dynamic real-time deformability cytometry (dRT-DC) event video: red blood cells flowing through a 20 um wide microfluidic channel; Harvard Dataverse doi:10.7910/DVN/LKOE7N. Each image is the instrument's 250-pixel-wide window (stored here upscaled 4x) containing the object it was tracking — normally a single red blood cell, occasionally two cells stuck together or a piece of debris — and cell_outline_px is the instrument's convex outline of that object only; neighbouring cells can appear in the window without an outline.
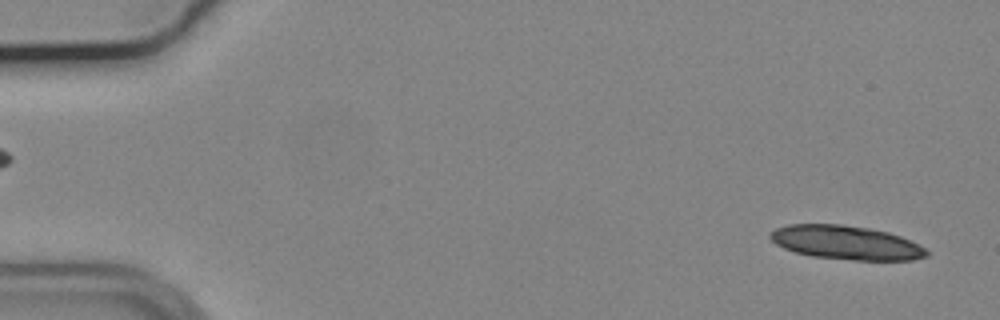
{"species": "common noctule bat (a hibernating species)", "species_latin": "Nyctalus noctula", "temperature_condition": "cold", "stored_images_in_passage": 13, "camera_frame_rate_fps": 3000, "um_per_image_px": 0.085, "animal": {"sex": "male", "body_mass_g": 19.2, "forearm_length_mm": 51.8}, "frame": {"image": 1, "passage_image": 2, "time_ms": 0.333, "image_size_px": [1000, 320], "cell_outline_px": [[928, 256], [912, 260], [852, 260], [812, 256], [796, 252], [784, 248], [776, 244], [768, 236], [768, 232], [776, 228], [788, 224], [840, 224], [868, 228], [888, 232], [900, 236], [924, 248], [928, 252]], "centroid_in_image_um": [71.87, 20.62], "position_along_channel_um": 13.1, "area_um2": 30.75}}